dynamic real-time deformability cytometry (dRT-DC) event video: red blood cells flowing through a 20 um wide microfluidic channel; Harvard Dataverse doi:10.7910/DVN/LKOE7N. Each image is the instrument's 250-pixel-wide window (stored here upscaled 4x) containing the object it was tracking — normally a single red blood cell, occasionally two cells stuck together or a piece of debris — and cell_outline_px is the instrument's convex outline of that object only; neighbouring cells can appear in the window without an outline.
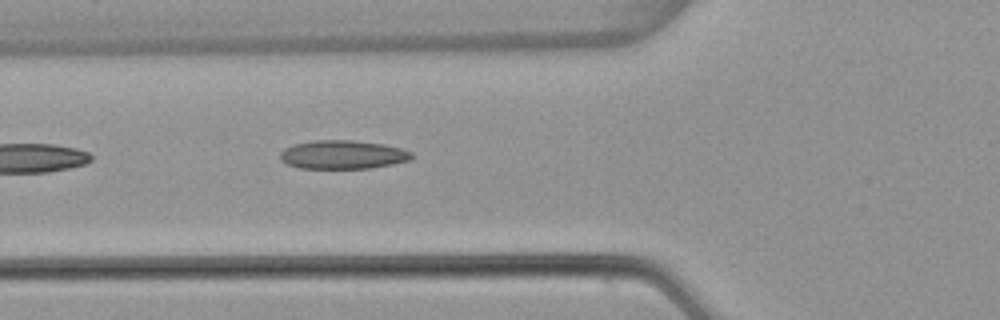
{"species": "common noctule bat (a hibernating species)", "species_latin": "Nyctalus noctula", "temperature_condition": "warm", "stored_images_in_passage": 5, "camera_frame_rate_fps": 3000, "um_per_image_px": 0.085, "animal": {"sex": "female", "body_mass_g": 22.7, "forearm_length_mm": 54.2}, "frame": {"image": 1, "passage_image": 5, "time_ms": 1.333, "image_size_px": [1000, 320], "cell_outline_px": [[412, 160], [392, 164], [368, 168], [300, 168], [288, 164], [280, 160], [280, 152], [284, 148], [292, 144], [316, 140], [352, 140], [384, 144], [400, 148], [412, 152]], "centroid_in_image_um": [29.12, 13.14], "position_along_channel_um": 96.7, "area_um2": 21.96}}